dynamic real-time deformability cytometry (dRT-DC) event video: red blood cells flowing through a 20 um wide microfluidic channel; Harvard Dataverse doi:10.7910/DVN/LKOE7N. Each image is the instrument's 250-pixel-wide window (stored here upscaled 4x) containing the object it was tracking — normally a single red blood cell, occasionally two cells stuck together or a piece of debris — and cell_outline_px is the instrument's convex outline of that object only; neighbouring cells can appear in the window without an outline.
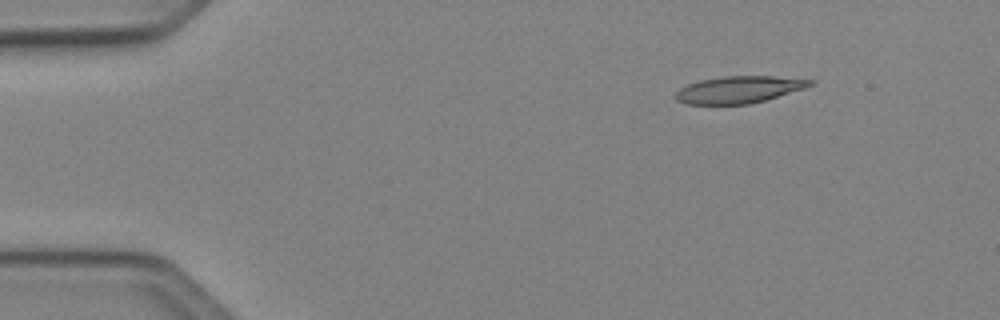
{"species": "Egyptian fruit bat (a non-hibernating species)", "species_latin": "Rousettus aegyptiacus", "temperature_condition": "cold", "stored_images_in_passage": 44, "camera_frame_rate_fps": 3000, "um_per_image_px": 0.085, "animal": {"sex": "female"}, "frame": {"image": 1, "passage_image": 1, "time_ms": 0.0, "image_size_px": [1000, 320], "cell_outline_px": [[816, 84], [804, 88], [764, 100], [748, 104], [684, 104], [676, 100], [672, 96], [680, 88], [688, 84], [700, 80], [724, 76], [772, 76], [816, 80]], "centroid_in_image_um": [62.78, 7.61], "position_along_channel_um": 22.2, "area_um2": 21.15}}
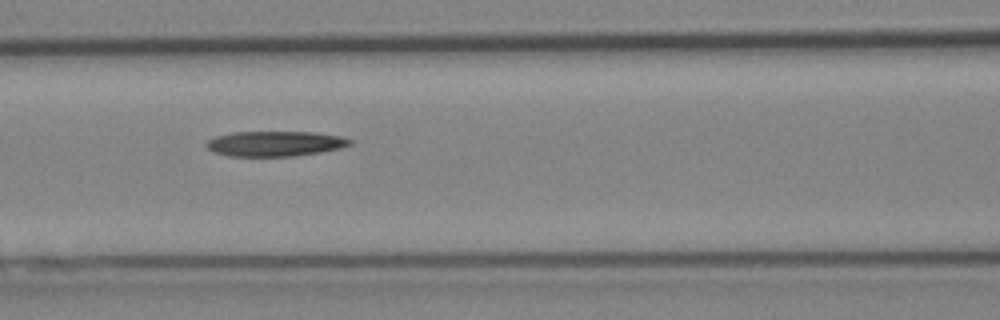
{"frame": {"image": 2, "passage_image": 16, "time_ms": 5.0, "image_size_px": [1000, 320], "cell_outline_px": [[352, 144], [340, 148], [320, 152], [292, 156], [228, 156], [216, 152], [208, 148], [204, 144], [208, 140], [216, 136], [232, 132], [312, 132], [340, 136], [352, 140]], "centroid_in_image_um": [23.37, 12.21], "position_along_channel_um": 143.2, "area_um2": 20.92}}
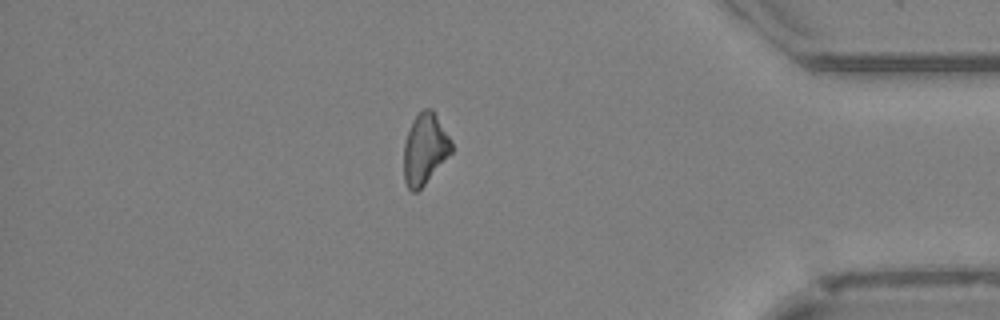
{"frame": {"image": 3, "passage_image": 37, "time_ms": 12.0, "image_size_px": [1000, 320], "cell_outline_px": [[452, 152], [424, 184], [416, 192], [412, 192], [408, 188], [404, 180], [404, 144], [408, 132], [416, 116], [424, 108], [432, 108], [452, 140]], "centroid_in_image_um": [36.12, 12.66], "position_along_channel_um": 399.1, "area_um2": 19.42}}